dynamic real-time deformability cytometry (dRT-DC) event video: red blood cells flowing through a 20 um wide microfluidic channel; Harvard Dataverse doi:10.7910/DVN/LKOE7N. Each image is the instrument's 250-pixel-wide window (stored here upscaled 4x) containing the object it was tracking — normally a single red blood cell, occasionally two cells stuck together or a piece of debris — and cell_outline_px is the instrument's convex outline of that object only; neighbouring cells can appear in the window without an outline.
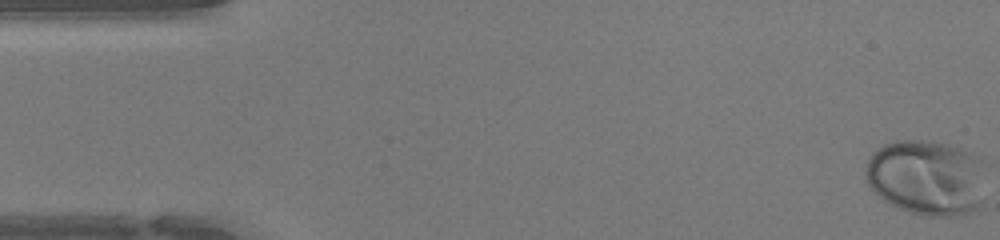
{"species": "human", "species_latin": "Homo sapiens", "temperature_condition": "warm", "stored_images_in_passage": 47, "camera_frame_rate_fps": 3000, "um_per_image_px": 0.085, "donor": {"sex": "female"}, "frame": {"image": 1, "passage_image": 1, "time_ms": 0.0, "image_size_px": [1000, 240], "cell_outline_px": [[980, 208], [972, 212], [960, 216], [924, 216], [908, 212], [884, 200], [872, 192], [868, 184], [864, 172], [868, 160], [872, 152], [884, 144], [896, 140], [924, 140], [948, 144], [960, 148], [972, 156], [980, 200]], "centroid_in_image_um": [78.57, 15.12], "position_along_channel_um": 6.4, "area_um2": 51.38}}
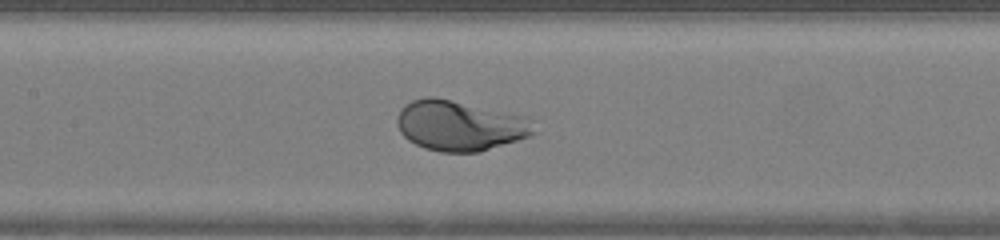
{"frame": {"image": 2, "passage_image": 22, "time_ms": 7.0, "image_size_px": [1000, 240], "cell_outline_px": [[536, 132], [528, 136], [480, 152], [440, 152], [424, 148], [408, 140], [400, 132], [396, 124], [396, 120], [400, 112], [412, 100], [424, 96], [432, 96], [528, 116]], "centroid_in_image_um": [39.08, 10.68], "position_along_channel_um": 168.3, "area_um2": 39.88}}
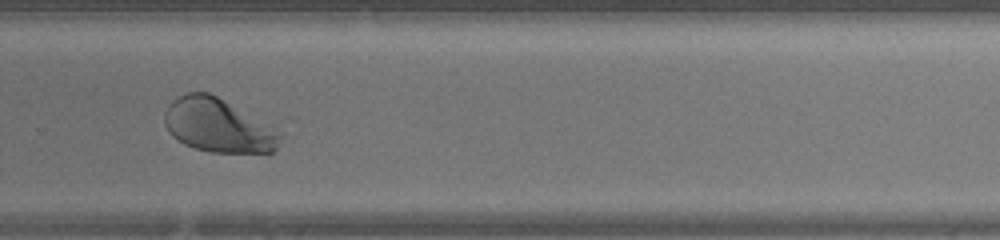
{"frame": {"image": 3, "passage_image": 32, "time_ms": 10.333, "image_size_px": [1000, 240], "cell_outline_px": [[284, 136], [276, 148], [272, 152], [212, 152], [196, 148], [184, 144], [172, 136], [168, 132], [164, 124], [164, 112], [172, 100], [188, 92], [208, 92], [284, 124]], "centroid_in_image_um": [18.75, 10.63], "position_along_channel_um": 311.1, "area_um2": 38.32}, "authors_computed_cell_mechanics": {"area_um2": 41.3848, "velocity_mm_per_s": 4.3014, "shape_relaxation_time_tau1_ms": 2.1764, "shape_relaxation_time_tau2_ms": null, "deformation_change_tau1": 0.1538, "deformation_change_tau2": null}}